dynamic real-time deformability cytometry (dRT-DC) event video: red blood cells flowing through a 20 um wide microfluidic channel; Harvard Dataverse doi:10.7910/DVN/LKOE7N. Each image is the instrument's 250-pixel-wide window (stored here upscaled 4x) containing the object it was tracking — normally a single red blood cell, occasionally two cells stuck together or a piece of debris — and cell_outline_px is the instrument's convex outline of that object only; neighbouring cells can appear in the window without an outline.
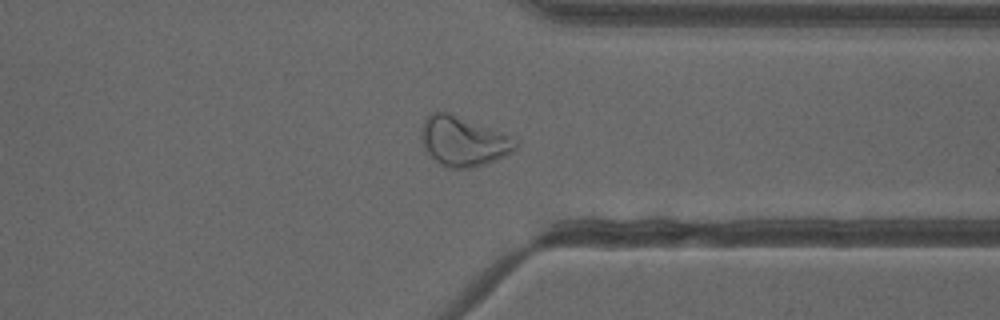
{"species": "common noctule bat (a hibernating species)", "species_latin": "Nyctalus noctula", "temperature_condition": "cold", "stored_images_in_passage": 42, "camera_frame_rate_fps": 3000, "um_per_image_px": 0.085, "animal": {"sex": "female"}, "frame": {"image": 1, "passage_image": 30, "time_ms": 9.667, "image_size_px": [1000, 320], "cell_outline_px": [[516, 148], [512, 152], [496, 160], [472, 168], [448, 168], [440, 164], [424, 148], [420, 136], [424, 120], [432, 112], [448, 112], [512, 136], [516, 140]], "centroid_in_image_um": [39.38, 12.01], "position_along_channel_um": 372.0, "area_um2": 26.99}, "authors_computed_cell_mechanics": {"area_um2": 27.3105, "velocity_mm_per_s": 3.9531, "shape_relaxation_time_tau1_ms": null, "shape_relaxation_time_tau2_ms": 1.9466, "deformation_change_tau1": null, "deformation_change_tau2": 0.0977}}